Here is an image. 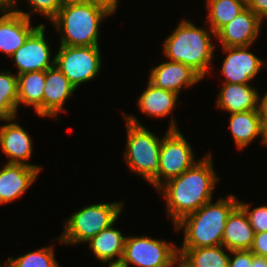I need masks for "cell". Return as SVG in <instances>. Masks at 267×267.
Returning <instances> with one entry per match:
<instances>
[{
  "mask_svg": "<svg viewBox=\"0 0 267 267\" xmlns=\"http://www.w3.org/2000/svg\"><path fill=\"white\" fill-rule=\"evenodd\" d=\"M212 162V155L208 153L180 176L166 181L157 189L160 193L163 191L166 211L174 225L213 199L219 177Z\"/></svg>",
  "mask_w": 267,
  "mask_h": 267,
  "instance_id": "1",
  "label": "cell"
},
{
  "mask_svg": "<svg viewBox=\"0 0 267 267\" xmlns=\"http://www.w3.org/2000/svg\"><path fill=\"white\" fill-rule=\"evenodd\" d=\"M111 14L106 7L97 3L65 0L51 22L60 32V46H99L100 23Z\"/></svg>",
  "mask_w": 267,
  "mask_h": 267,
  "instance_id": "2",
  "label": "cell"
},
{
  "mask_svg": "<svg viewBox=\"0 0 267 267\" xmlns=\"http://www.w3.org/2000/svg\"><path fill=\"white\" fill-rule=\"evenodd\" d=\"M204 204L194 213H191L174 226L176 230L184 228V241L179 248H201L222 245V236L226 221L231 211L238 205L235 195L225 199L219 198Z\"/></svg>",
  "mask_w": 267,
  "mask_h": 267,
  "instance_id": "3",
  "label": "cell"
},
{
  "mask_svg": "<svg viewBox=\"0 0 267 267\" xmlns=\"http://www.w3.org/2000/svg\"><path fill=\"white\" fill-rule=\"evenodd\" d=\"M210 34L215 38L211 29H202L190 21L181 20L173 33L164 40L165 57L189 66L204 79L211 68L215 51V43L212 44Z\"/></svg>",
  "mask_w": 267,
  "mask_h": 267,
  "instance_id": "4",
  "label": "cell"
},
{
  "mask_svg": "<svg viewBox=\"0 0 267 267\" xmlns=\"http://www.w3.org/2000/svg\"><path fill=\"white\" fill-rule=\"evenodd\" d=\"M127 144L124 160L129 169L150 182L159 172V154L162 139L144 127L135 116L124 114Z\"/></svg>",
  "mask_w": 267,
  "mask_h": 267,
  "instance_id": "5",
  "label": "cell"
},
{
  "mask_svg": "<svg viewBox=\"0 0 267 267\" xmlns=\"http://www.w3.org/2000/svg\"><path fill=\"white\" fill-rule=\"evenodd\" d=\"M123 203L92 204L74 212L66 221L65 230L57 241L63 244L86 243L105 228L117 222Z\"/></svg>",
  "mask_w": 267,
  "mask_h": 267,
  "instance_id": "6",
  "label": "cell"
},
{
  "mask_svg": "<svg viewBox=\"0 0 267 267\" xmlns=\"http://www.w3.org/2000/svg\"><path fill=\"white\" fill-rule=\"evenodd\" d=\"M176 124L175 119L172 118L168 131H166L161 141L159 172L149 182L156 189L166 181L180 176L197 162L194 161L192 147L178 130Z\"/></svg>",
  "mask_w": 267,
  "mask_h": 267,
  "instance_id": "7",
  "label": "cell"
},
{
  "mask_svg": "<svg viewBox=\"0 0 267 267\" xmlns=\"http://www.w3.org/2000/svg\"><path fill=\"white\" fill-rule=\"evenodd\" d=\"M179 258L178 247L148 236H127L121 263L125 267H172Z\"/></svg>",
  "mask_w": 267,
  "mask_h": 267,
  "instance_id": "8",
  "label": "cell"
},
{
  "mask_svg": "<svg viewBox=\"0 0 267 267\" xmlns=\"http://www.w3.org/2000/svg\"><path fill=\"white\" fill-rule=\"evenodd\" d=\"M100 53L99 46H60L55 65L77 89L97 77L102 67Z\"/></svg>",
  "mask_w": 267,
  "mask_h": 267,
  "instance_id": "9",
  "label": "cell"
},
{
  "mask_svg": "<svg viewBox=\"0 0 267 267\" xmlns=\"http://www.w3.org/2000/svg\"><path fill=\"white\" fill-rule=\"evenodd\" d=\"M44 34L45 26L39 24L24 45L11 56L18 69L17 75L33 71H46L55 65V59L50 61V47Z\"/></svg>",
  "mask_w": 267,
  "mask_h": 267,
  "instance_id": "10",
  "label": "cell"
},
{
  "mask_svg": "<svg viewBox=\"0 0 267 267\" xmlns=\"http://www.w3.org/2000/svg\"><path fill=\"white\" fill-rule=\"evenodd\" d=\"M249 47H222L228 54L221 69L224 83L249 84L263 68L264 62L249 52Z\"/></svg>",
  "mask_w": 267,
  "mask_h": 267,
  "instance_id": "11",
  "label": "cell"
},
{
  "mask_svg": "<svg viewBox=\"0 0 267 267\" xmlns=\"http://www.w3.org/2000/svg\"><path fill=\"white\" fill-rule=\"evenodd\" d=\"M261 22L263 21L246 7L224 25L215 34V38L223 47L251 46L260 34Z\"/></svg>",
  "mask_w": 267,
  "mask_h": 267,
  "instance_id": "12",
  "label": "cell"
},
{
  "mask_svg": "<svg viewBox=\"0 0 267 267\" xmlns=\"http://www.w3.org/2000/svg\"><path fill=\"white\" fill-rule=\"evenodd\" d=\"M13 120L15 117L0 119V121L8 122L0 126V147L3 153L10 158L7 163L28 165L41 172V166L25 162L32 155V140L22 126L12 122Z\"/></svg>",
  "mask_w": 267,
  "mask_h": 267,
  "instance_id": "13",
  "label": "cell"
},
{
  "mask_svg": "<svg viewBox=\"0 0 267 267\" xmlns=\"http://www.w3.org/2000/svg\"><path fill=\"white\" fill-rule=\"evenodd\" d=\"M149 74L148 81L155 87L175 92L178 95L183 87H191L203 80L189 66L171 60L153 67Z\"/></svg>",
  "mask_w": 267,
  "mask_h": 267,
  "instance_id": "14",
  "label": "cell"
},
{
  "mask_svg": "<svg viewBox=\"0 0 267 267\" xmlns=\"http://www.w3.org/2000/svg\"><path fill=\"white\" fill-rule=\"evenodd\" d=\"M39 170L24 164L6 163L0 169V204L20 198L35 182Z\"/></svg>",
  "mask_w": 267,
  "mask_h": 267,
  "instance_id": "15",
  "label": "cell"
},
{
  "mask_svg": "<svg viewBox=\"0 0 267 267\" xmlns=\"http://www.w3.org/2000/svg\"><path fill=\"white\" fill-rule=\"evenodd\" d=\"M30 12L15 10L12 14L0 17V51L12 56L20 49L29 35L39 26H31Z\"/></svg>",
  "mask_w": 267,
  "mask_h": 267,
  "instance_id": "16",
  "label": "cell"
},
{
  "mask_svg": "<svg viewBox=\"0 0 267 267\" xmlns=\"http://www.w3.org/2000/svg\"><path fill=\"white\" fill-rule=\"evenodd\" d=\"M77 90L68 78L56 67L45 71L43 117H54L64 110V103Z\"/></svg>",
  "mask_w": 267,
  "mask_h": 267,
  "instance_id": "17",
  "label": "cell"
},
{
  "mask_svg": "<svg viewBox=\"0 0 267 267\" xmlns=\"http://www.w3.org/2000/svg\"><path fill=\"white\" fill-rule=\"evenodd\" d=\"M254 235V229L250 225L244 210L237 205L227 218L222 236V245L228 252L232 250H250Z\"/></svg>",
  "mask_w": 267,
  "mask_h": 267,
  "instance_id": "18",
  "label": "cell"
},
{
  "mask_svg": "<svg viewBox=\"0 0 267 267\" xmlns=\"http://www.w3.org/2000/svg\"><path fill=\"white\" fill-rule=\"evenodd\" d=\"M258 95L250 84L223 83L216 106L230 114L257 110Z\"/></svg>",
  "mask_w": 267,
  "mask_h": 267,
  "instance_id": "19",
  "label": "cell"
},
{
  "mask_svg": "<svg viewBox=\"0 0 267 267\" xmlns=\"http://www.w3.org/2000/svg\"><path fill=\"white\" fill-rule=\"evenodd\" d=\"M114 224L115 222L86 242L96 258L105 265L107 262H120L124 252L127 236L114 229Z\"/></svg>",
  "mask_w": 267,
  "mask_h": 267,
  "instance_id": "20",
  "label": "cell"
},
{
  "mask_svg": "<svg viewBox=\"0 0 267 267\" xmlns=\"http://www.w3.org/2000/svg\"><path fill=\"white\" fill-rule=\"evenodd\" d=\"M178 94L155 87L148 81L147 87L137 99L141 112L151 117H165L176 107Z\"/></svg>",
  "mask_w": 267,
  "mask_h": 267,
  "instance_id": "21",
  "label": "cell"
},
{
  "mask_svg": "<svg viewBox=\"0 0 267 267\" xmlns=\"http://www.w3.org/2000/svg\"><path fill=\"white\" fill-rule=\"evenodd\" d=\"M45 71H33L17 75L18 106H32L43 118Z\"/></svg>",
  "mask_w": 267,
  "mask_h": 267,
  "instance_id": "22",
  "label": "cell"
},
{
  "mask_svg": "<svg viewBox=\"0 0 267 267\" xmlns=\"http://www.w3.org/2000/svg\"><path fill=\"white\" fill-rule=\"evenodd\" d=\"M229 119V127L237 148L243 149L259 135L261 137L262 122L258 110L231 113Z\"/></svg>",
  "mask_w": 267,
  "mask_h": 267,
  "instance_id": "23",
  "label": "cell"
},
{
  "mask_svg": "<svg viewBox=\"0 0 267 267\" xmlns=\"http://www.w3.org/2000/svg\"><path fill=\"white\" fill-rule=\"evenodd\" d=\"M223 245L201 248H178L179 258L189 267H228L229 256Z\"/></svg>",
  "mask_w": 267,
  "mask_h": 267,
  "instance_id": "24",
  "label": "cell"
},
{
  "mask_svg": "<svg viewBox=\"0 0 267 267\" xmlns=\"http://www.w3.org/2000/svg\"><path fill=\"white\" fill-rule=\"evenodd\" d=\"M208 8L206 23L216 34L224 25L246 8V0H205Z\"/></svg>",
  "mask_w": 267,
  "mask_h": 267,
  "instance_id": "25",
  "label": "cell"
},
{
  "mask_svg": "<svg viewBox=\"0 0 267 267\" xmlns=\"http://www.w3.org/2000/svg\"><path fill=\"white\" fill-rule=\"evenodd\" d=\"M18 111L17 75L0 72V119L16 117Z\"/></svg>",
  "mask_w": 267,
  "mask_h": 267,
  "instance_id": "26",
  "label": "cell"
},
{
  "mask_svg": "<svg viewBox=\"0 0 267 267\" xmlns=\"http://www.w3.org/2000/svg\"><path fill=\"white\" fill-rule=\"evenodd\" d=\"M5 263H7V267H59L55 259L53 246H46L39 250L28 252L16 259L10 257Z\"/></svg>",
  "mask_w": 267,
  "mask_h": 267,
  "instance_id": "27",
  "label": "cell"
},
{
  "mask_svg": "<svg viewBox=\"0 0 267 267\" xmlns=\"http://www.w3.org/2000/svg\"><path fill=\"white\" fill-rule=\"evenodd\" d=\"M238 205L244 210L255 233L267 231V205L255 207L251 211L247 203L239 201Z\"/></svg>",
  "mask_w": 267,
  "mask_h": 267,
  "instance_id": "28",
  "label": "cell"
},
{
  "mask_svg": "<svg viewBox=\"0 0 267 267\" xmlns=\"http://www.w3.org/2000/svg\"><path fill=\"white\" fill-rule=\"evenodd\" d=\"M27 2L32 8L30 12L41 13L51 21L58 14L65 0H27ZM16 3L17 0H15V5Z\"/></svg>",
  "mask_w": 267,
  "mask_h": 267,
  "instance_id": "29",
  "label": "cell"
},
{
  "mask_svg": "<svg viewBox=\"0 0 267 267\" xmlns=\"http://www.w3.org/2000/svg\"><path fill=\"white\" fill-rule=\"evenodd\" d=\"M234 257L229 256L228 267H251L253 253L250 250L229 251Z\"/></svg>",
  "mask_w": 267,
  "mask_h": 267,
  "instance_id": "30",
  "label": "cell"
},
{
  "mask_svg": "<svg viewBox=\"0 0 267 267\" xmlns=\"http://www.w3.org/2000/svg\"><path fill=\"white\" fill-rule=\"evenodd\" d=\"M250 251L254 255L267 257V231L255 233Z\"/></svg>",
  "mask_w": 267,
  "mask_h": 267,
  "instance_id": "31",
  "label": "cell"
},
{
  "mask_svg": "<svg viewBox=\"0 0 267 267\" xmlns=\"http://www.w3.org/2000/svg\"><path fill=\"white\" fill-rule=\"evenodd\" d=\"M246 7L262 21L267 18V0H246Z\"/></svg>",
  "mask_w": 267,
  "mask_h": 267,
  "instance_id": "32",
  "label": "cell"
},
{
  "mask_svg": "<svg viewBox=\"0 0 267 267\" xmlns=\"http://www.w3.org/2000/svg\"><path fill=\"white\" fill-rule=\"evenodd\" d=\"M257 110L261 121H267V92L262 98L258 95Z\"/></svg>",
  "mask_w": 267,
  "mask_h": 267,
  "instance_id": "33",
  "label": "cell"
},
{
  "mask_svg": "<svg viewBox=\"0 0 267 267\" xmlns=\"http://www.w3.org/2000/svg\"><path fill=\"white\" fill-rule=\"evenodd\" d=\"M0 10L4 12L0 17L12 14L16 10L15 0H0Z\"/></svg>",
  "mask_w": 267,
  "mask_h": 267,
  "instance_id": "34",
  "label": "cell"
},
{
  "mask_svg": "<svg viewBox=\"0 0 267 267\" xmlns=\"http://www.w3.org/2000/svg\"><path fill=\"white\" fill-rule=\"evenodd\" d=\"M92 3L100 4L106 7L110 12L114 13L118 6L119 0H86Z\"/></svg>",
  "mask_w": 267,
  "mask_h": 267,
  "instance_id": "35",
  "label": "cell"
},
{
  "mask_svg": "<svg viewBox=\"0 0 267 267\" xmlns=\"http://www.w3.org/2000/svg\"><path fill=\"white\" fill-rule=\"evenodd\" d=\"M251 267H267V257L253 254Z\"/></svg>",
  "mask_w": 267,
  "mask_h": 267,
  "instance_id": "36",
  "label": "cell"
},
{
  "mask_svg": "<svg viewBox=\"0 0 267 267\" xmlns=\"http://www.w3.org/2000/svg\"><path fill=\"white\" fill-rule=\"evenodd\" d=\"M262 128H261V143L267 145V121H261Z\"/></svg>",
  "mask_w": 267,
  "mask_h": 267,
  "instance_id": "37",
  "label": "cell"
},
{
  "mask_svg": "<svg viewBox=\"0 0 267 267\" xmlns=\"http://www.w3.org/2000/svg\"><path fill=\"white\" fill-rule=\"evenodd\" d=\"M178 262V263H177ZM175 265H177V267H189L187 264H185L180 258H178L174 264L172 265V267H174Z\"/></svg>",
  "mask_w": 267,
  "mask_h": 267,
  "instance_id": "38",
  "label": "cell"
},
{
  "mask_svg": "<svg viewBox=\"0 0 267 267\" xmlns=\"http://www.w3.org/2000/svg\"><path fill=\"white\" fill-rule=\"evenodd\" d=\"M109 267H125L121 262H109Z\"/></svg>",
  "mask_w": 267,
  "mask_h": 267,
  "instance_id": "39",
  "label": "cell"
}]
</instances>
